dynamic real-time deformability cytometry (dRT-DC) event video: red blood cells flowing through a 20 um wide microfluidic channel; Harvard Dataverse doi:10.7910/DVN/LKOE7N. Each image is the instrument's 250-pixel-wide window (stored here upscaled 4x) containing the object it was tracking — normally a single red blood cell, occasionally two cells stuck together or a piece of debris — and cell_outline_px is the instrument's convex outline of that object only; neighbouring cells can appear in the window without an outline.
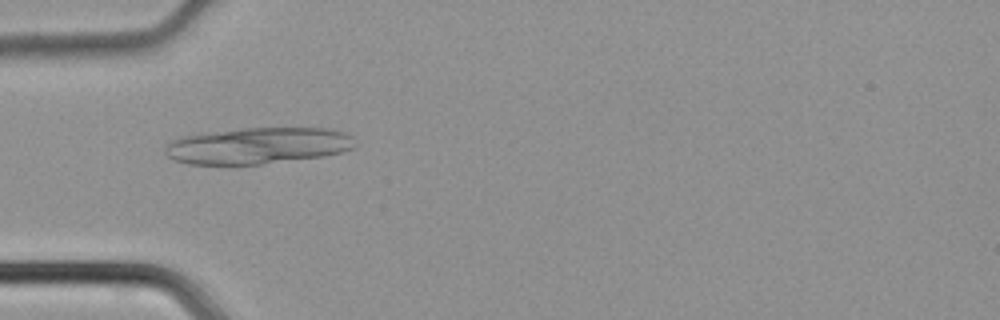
{"species": "common noctule bat (a hibernating species)", "species_latin": "Nyctalus noctula", "temperature_condition": "cold", "stored_images_in_passage": 42, "camera_frame_rate_fps": 3000, "um_per_image_px": 0.085, "animal": {"sex": "male", "body_mass_g": 21.5, "forearm_length_mm": 52.0}, "frame": {"image": 1, "passage_image": 11, "time_ms": 3.333, "image_size_px": [1000, 320], "cell_outline_px": [[356, 148], [324, 156], [232, 168], [188, 164], [172, 160], [164, 152], [164, 148], [172, 140], [180, 136], [200, 132], [244, 128], [328, 128], [344, 132], [352, 136]], "centroid_in_image_um": [21.82, 12.42], "position_along_channel_um": 63.2, "area_um2": 41.79}}
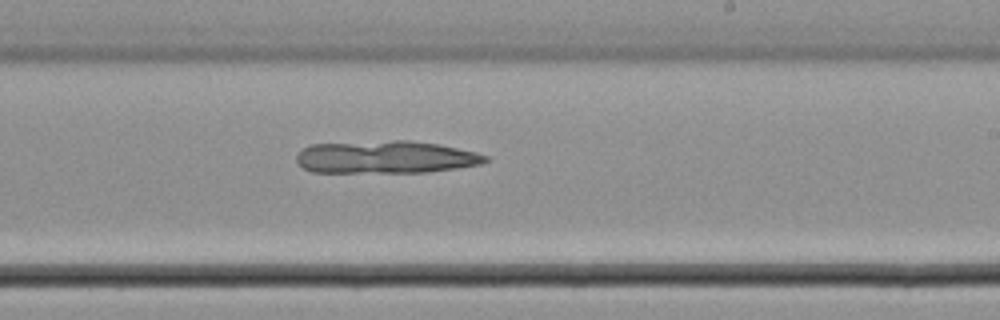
{"frame": {"image": 2, "passage_image": 24, "time_ms": 7.667, "image_size_px": [1000, 320], "cell_outline_px": [[488, 160], [480, 164], [456, 168], [428, 172], [312, 172], [304, 168], [296, 160], [296, 156], [304, 148], [312, 144], [392, 140], [408, 140], [436, 144], [476, 152], [488, 156]], "centroid_in_image_um": [32.78, 13.35], "position_along_channel_um": 256.2, "area_um2": 35.66}}
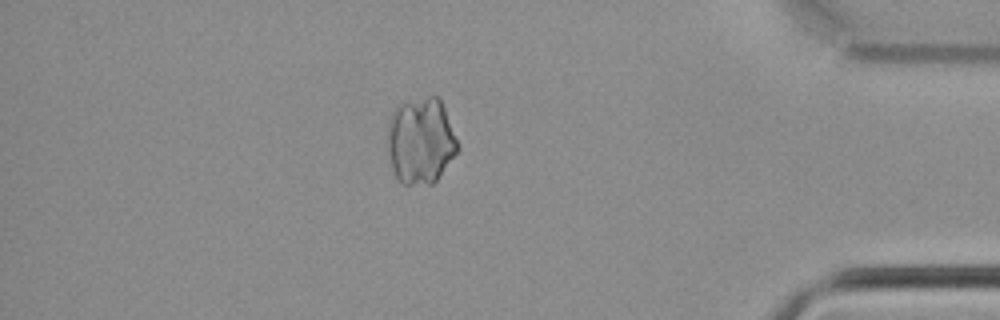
{"frame": {"image": 3, "passage_image": 36, "time_ms": 11.667, "image_size_px": [1000, 320], "cell_outline_px": [[460, 152], [436, 180], [432, 184], [400, 184], [396, 180], [392, 168], [388, 152], [388, 120], [392, 112], [400, 104], [428, 96], [436, 96], [440, 100], [444, 108], [460, 144]], "centroid_in_image_um": [35.78, 12.0], "position_along_channel_um": 399.4, "area_um2": 35.72}}